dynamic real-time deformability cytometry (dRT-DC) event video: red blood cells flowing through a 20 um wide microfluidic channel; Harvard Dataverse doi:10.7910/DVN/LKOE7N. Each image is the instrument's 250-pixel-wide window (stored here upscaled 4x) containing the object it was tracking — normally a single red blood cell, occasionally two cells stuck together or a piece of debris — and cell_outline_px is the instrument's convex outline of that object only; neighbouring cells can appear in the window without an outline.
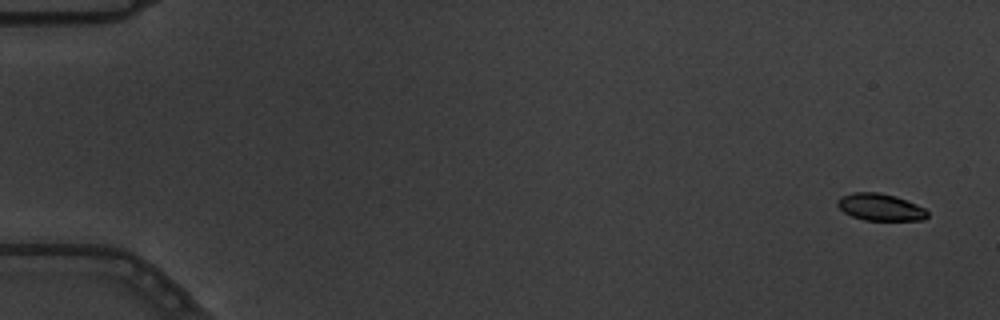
{"species": "common noctule bat (a hibernating species)", "species_latin": "Nyctalus noctula", "temperature_condition": "warm", "stored_images_in_passage": 6, "camera_frame_rate_fps": 3000, "um_per_image_px": 0.085, "animal": {"sex": "male", "body_mass_g": 19.5, "forearm_length_mm": 54.6}, "frame": {"image": 1, "passage_image": 1, "time_ms": 0.0, "image_size_px": [1000, 320], "cell_outline_px": [[928, 216], [924, 220], [864, 220], [852, 216], [844, 212], [836, 204], [836, 200], [840, 196], [852, 192], [880, 192], [896, 196], [916, 204], [924, 208], [928, 212]], "centroid_in_image_um": [74.8, 17.6], "position_along_channel_um": 10.2, "area_um2": 14.28}}